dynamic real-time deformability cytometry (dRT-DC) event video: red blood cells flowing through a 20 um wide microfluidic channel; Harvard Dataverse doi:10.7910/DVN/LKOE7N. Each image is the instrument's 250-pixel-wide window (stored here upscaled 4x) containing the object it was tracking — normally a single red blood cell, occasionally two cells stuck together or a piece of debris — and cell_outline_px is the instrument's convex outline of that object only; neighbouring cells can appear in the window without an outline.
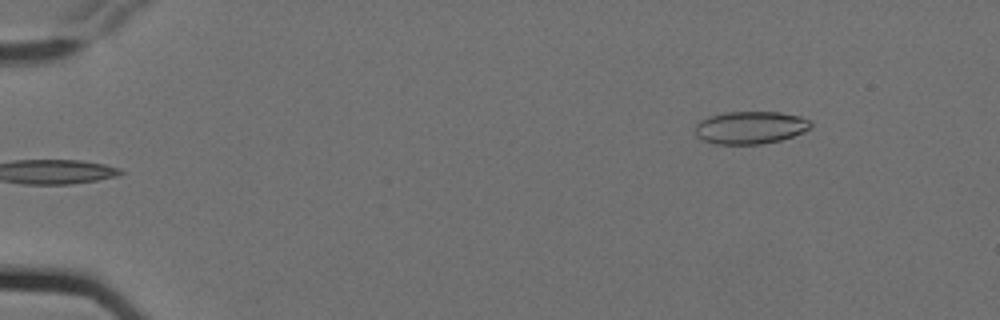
{"species": "Egyptian fruit bat (a non-hibernating species)", "species_latin": "Rousettus aegyptiacus", "temperature_condition": "cold", "stored_images_in_passage": 6, "camera_frame_rate_fps": 3000, "um_per_image_px": 0.085, "animal": {"sex": "female"}, "frame": {"image": 1, "passage_image": 6, "time_ms": 1.667, "image_size_px": [1000, 320], "cell_outline_px": [[812, 124], [804, 132], [780, 140], [760, 144], [716, 144], [700, 140], [696, 136], [696, 124], [700, 120], [708, 116], [724, 112], [780, 112], [800, 116], [812, 120]], "centroid_in_image_um": [63.76, 10.84], "position_along_channel_um": 21.2, "area_um2": 22.14}}